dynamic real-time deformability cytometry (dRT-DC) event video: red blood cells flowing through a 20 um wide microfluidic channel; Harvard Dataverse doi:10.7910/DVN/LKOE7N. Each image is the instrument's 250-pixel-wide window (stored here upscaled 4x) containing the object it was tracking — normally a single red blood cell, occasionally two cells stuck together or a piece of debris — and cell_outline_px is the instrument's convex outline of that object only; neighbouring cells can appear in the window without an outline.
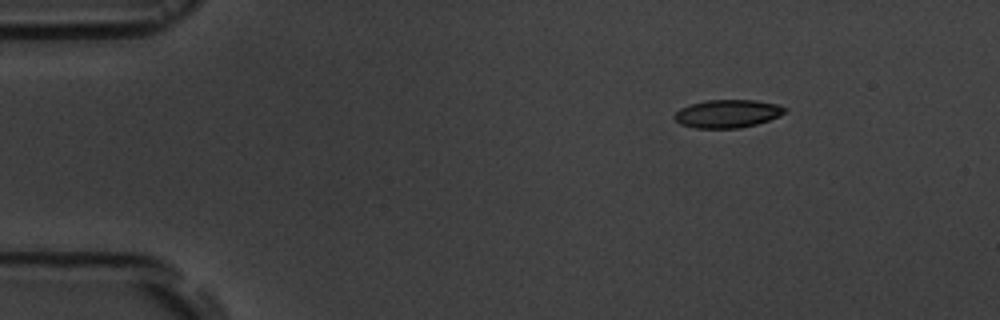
{"species": "common noctule bat (a hibernating species)", "species_latin": "Nyctalus noctula", "temperature_condition": "room temperature", "stored_images_in_passage": 6, "camera_frame_rate_fps": 3000, "um_per_image_px": 0.085, "animal": {"sex": "male", "body_mass_g": 19.5, "forearm_length_mm": 54.6}, "frame": {"image": 1, "passage_image": 6, "time_ms": 5.667, "image_size_px": [1000, 320], "cell_outline_px": [[788, 108], [780, 116], [756, 124], [740, 128], [696, 128], [680, 124], [672, 116], [680, 108], [692, 104], [708, 100], [756, 100], [780, 104]], "centroid_in_image_um": [61.86, 9.66], "position_along_channel_um": 23.1, "area_um2": 18.09}}